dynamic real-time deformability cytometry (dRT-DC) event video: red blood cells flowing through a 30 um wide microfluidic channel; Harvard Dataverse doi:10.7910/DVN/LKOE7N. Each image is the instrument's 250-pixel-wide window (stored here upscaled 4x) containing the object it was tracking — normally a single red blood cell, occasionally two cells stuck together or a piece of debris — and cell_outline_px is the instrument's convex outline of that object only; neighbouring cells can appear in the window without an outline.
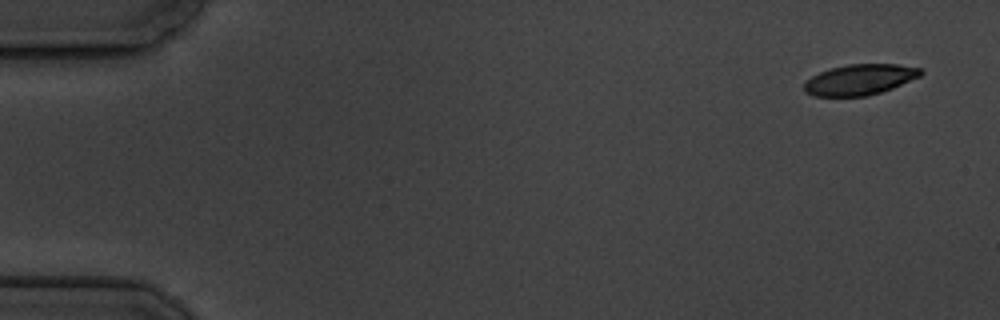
{"species": "common noctule bat (a hibernating species)", "species_latin": "Nyctalus noctula", "temperature_condition": "cold", "stored_images_in_passage": 15, "camera_frame_rate_fps": 3000, "um_per_image_px": 0.085, "animal": {"sex": "male", "body_mass_g": 19.5, "forearm_length_mm": 54.6}, "frame": {"image": 1, "passage_image": 1, "time_ms": 0.0, "image_size_px": [1000, 320], "cell_outline_px": [[924, 72], [920, 76], [892, 88], [868, 96], [812, 96], [804, 92], [804, 84], [812, 76], [820, 72], [832, 68], [848, 64], [896, 64], [920, 68]], "centroid_in_image_um": [73.07, 6.77], "position_along_channel_um": 11.9, "area_um2": 20.69}}
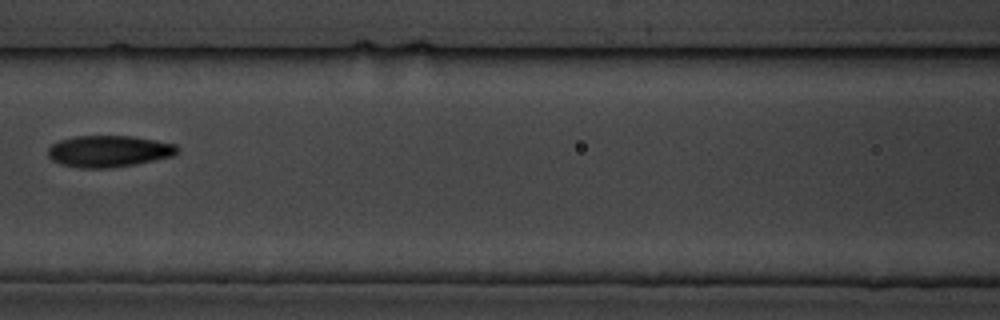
{"frame": {"image": 2, "passage_image": 7, "time_ms": 8.0, "image_size_px": [1000, 320], "cell_outline_px": [[180, 152], [172, 156], [136, 164], [108, 168], [80, 168], [60, 164], [52, 160], [48, 156], [48, 148], [52, 144], [60, 140], [76, 136], [132, 136], [156, 140], [176, 144], [180, 148]], "centroid_in_image_um": [9.27, 12.85], "position_along_channel_um": 157.3, "area_um2": 23.93}}
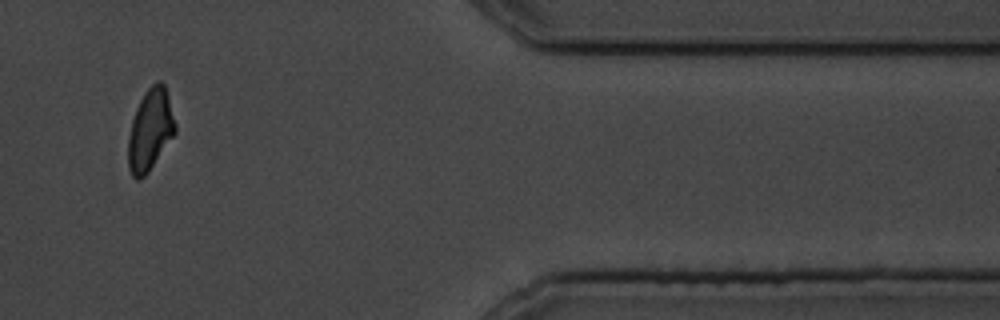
{"frame": {"image": 3, "passage_image": 13, "time_ms": 16.0, "image_size_px": [1000, 320], "cell_outline_px": [[176, 132], [148, 172], [140, 180], [136, 180], [132, 176], [128, 168], [128, 136], [132, 120], [136, 108], [144, 92], [156, 80], [160, 80], [164, 84], [168, 96], [176, 124]], "centroid_in_image_um": [12.76, 11.04], "position_along_channel_um": 398.6, "area_um2": 22.37}, "authors_computed_cell_mechanics": {"area_um2": 22.542, "velocity_mm_per_s": 3.4201, "shape_relaxation_time_tau1_ms": 3.1399, "shape_relaxation_time_tau2_ms": 6.174, "deformation_change_tau1": 0.1245, "deformation_change_tau2": 0.1183}}